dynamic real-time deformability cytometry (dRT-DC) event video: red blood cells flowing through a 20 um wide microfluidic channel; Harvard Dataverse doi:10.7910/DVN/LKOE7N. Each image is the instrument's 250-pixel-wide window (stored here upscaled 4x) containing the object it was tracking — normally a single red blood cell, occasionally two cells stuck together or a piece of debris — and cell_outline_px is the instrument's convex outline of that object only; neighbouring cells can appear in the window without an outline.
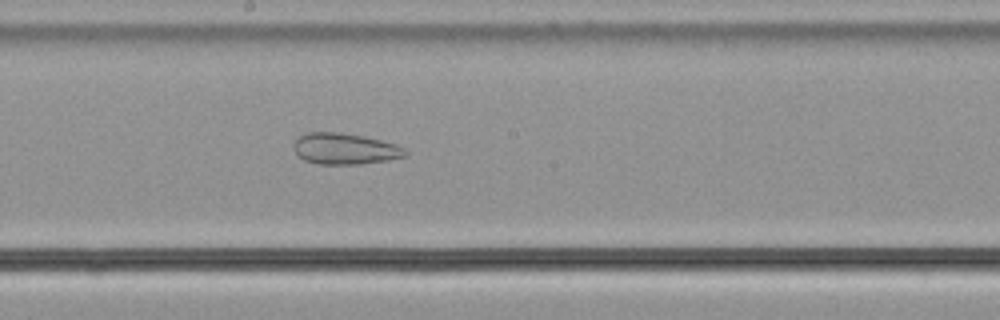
{"species": "common noctule bat (a hibernating species)", "species_latin": "Nyctalus noctula", "temperature_condition": "cold", "stored_images_in_passage": 40, "camera_frame_rate_fps": 3000, "um_per_image_px": 0.085, "animal": {"sex": "male", "body_mass_g": 21.5, "forearm_length_mm": 52.0}, "frame": {"image": 1, "passage_image": 18, "time_ms": 5.667, "image_size_px": [1000, 320], "cell_outline_px": [[408, 156], [388, 160], [360, 164], [316, 164], [304, 160], [296, 156], [292, 148], [292, 144], [296, 136], [308, 132], [340, 132], [364, 136], [396, 144], [404, 148], [408, 152]], "centroid_in_image_um": [29.26, 12.64], "position_along_channel_um": 218.9, "area_um2": 20.75}}
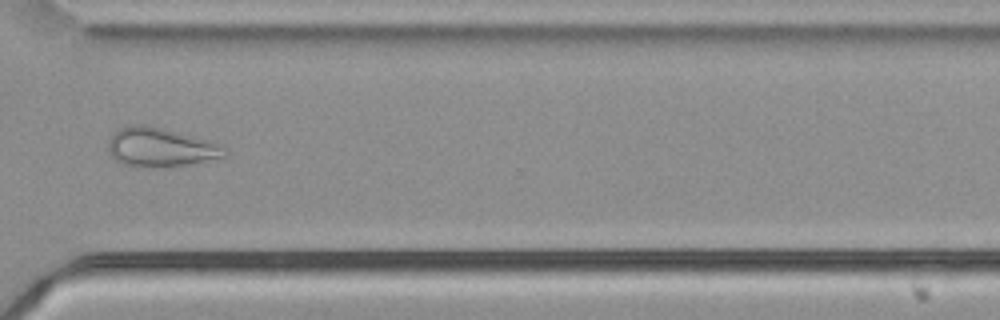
{"frame": {"image": 2, "passage_image": 29, "time_ms": 9.333, "image_size_px": [1000, 320], "cell_outline_px": [[228, 152], [224, 156], [188, 164], [160, 168], [152, 168], [120, 164], [112, 156], [108, 148], [108, 140], [120, 128], [132, 124], [144, 124], [212, 140], [228, 148]], "centroid_in_image_um": [13.66, 12.52], "position_along_channel_um": 356.9, "area_um2": 26.59}}
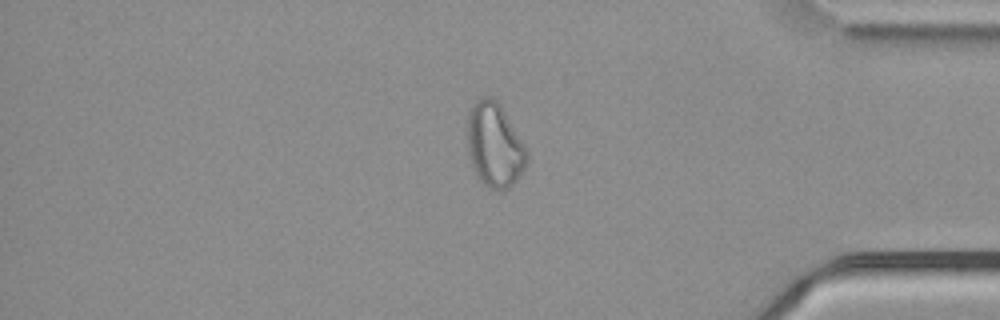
{"frame": {"image": 3, "passage_image": 34, "time_ms": 11.0, "image_size_px": [1000, 320], "cell_outline_px": [[528, 160], [524, 168], [516, 180], [508, 188], [500, 192], [484, 184], [480, 180], [472, 168], [468, 156], [468, 116], [472, 104], [476, 100], [484, 96], [492, 96], [500, 104], [524, 144], [528, 152]], "centroid_in_image_um": [42.03, 12.33], "position_along_channel_um": 393.2, "area_um2": 29.25}}